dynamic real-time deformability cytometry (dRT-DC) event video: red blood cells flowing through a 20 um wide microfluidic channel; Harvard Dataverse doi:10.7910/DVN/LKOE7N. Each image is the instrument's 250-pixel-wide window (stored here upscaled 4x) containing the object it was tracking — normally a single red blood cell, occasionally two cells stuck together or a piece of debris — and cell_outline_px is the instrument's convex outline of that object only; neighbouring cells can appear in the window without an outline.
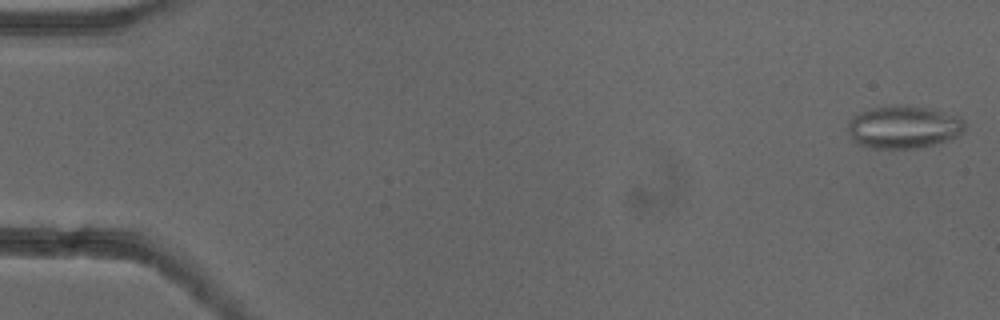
{"species": "common noctule bat (a hibernating species)", "species_latin": "Nyctalus noctula", "temperature_condition": "cold", "stored_images_in_passage": 52, "camera_frame_rate_fps": 3000, "um_per_image_px": 0.085, "animal": {"sex": "female"}, "frame": {"image": 1, "passage_image": 1, "time_ms": 0.0, "image_size_px": [1000, 320], "cell_outline_px": [[964, 132], [956, 136], [932, 144], [916, 148], [872, 148], [860, 144], [852, 140], [848, 128], [848, 124], [860, 112], [872, 108], [900, 104], [904, 104], [932, 108], [956, 116], [964, 120]], "centroid_in_image_um": [76.81, 10.78], "position_along_channel_um": 8.2, "area_um2": 28.78}}
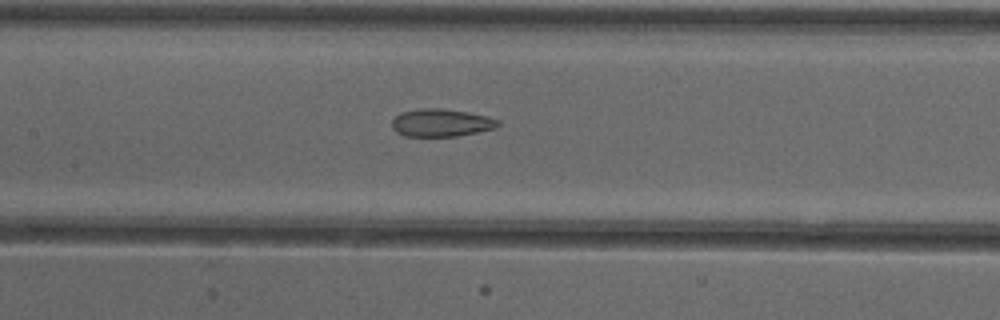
{"frame": {"image": 2, "passage_image": 25, "time_ms": 8.0, "image_size_px": [1000, 320], "cell_outline_px": [[500, 124], [496, 128], [456, 136], [404, 136], [396, 132], [392, 128], [392, 120], [400, 112], [420, 108], [440, 108], [468, 112], [500, 120]], "centroid_in_image_um": [37.47, 10.43], "position_along_channel_um": 169.9, "area_um2": 17.11}}
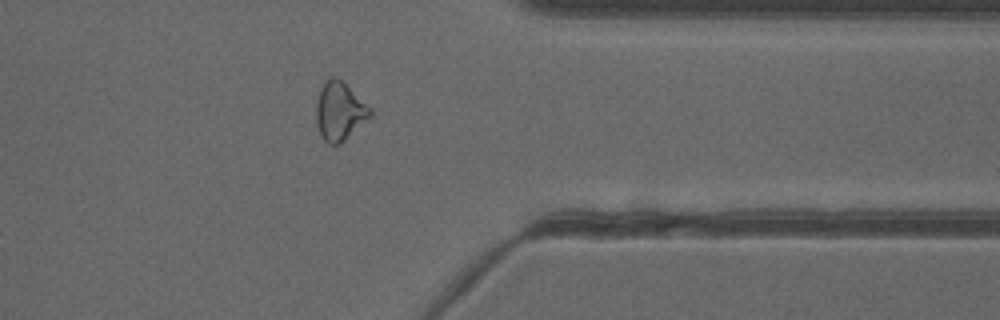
{"frame": {"image": 3, "passage_image": 42, "time_ms": 13.667, "image_size_px": [1000, 320], "cell_outline_px": [[372, 116], [340, 144], [328, 144], [324, 140], [316, 124], [316, 104], [320, 88], [332, 76], [336, 76], [372, 108]], "centroid_in_image_um": [28.87, 9.47], "position_along_channel_um": 382.5, "area_um2": 18.26}, "authors_computed_cell_mechanics": {"area_um2": 19.6809, "velocity_mm_per_s": 3.9186, "shape_relaxation_time_tau1_ms": null, "shape_relaxation_time_tau2_ms": 3.4034, "deformation_change_tau1": null, "deformation_change_tau2": 0.1175}}